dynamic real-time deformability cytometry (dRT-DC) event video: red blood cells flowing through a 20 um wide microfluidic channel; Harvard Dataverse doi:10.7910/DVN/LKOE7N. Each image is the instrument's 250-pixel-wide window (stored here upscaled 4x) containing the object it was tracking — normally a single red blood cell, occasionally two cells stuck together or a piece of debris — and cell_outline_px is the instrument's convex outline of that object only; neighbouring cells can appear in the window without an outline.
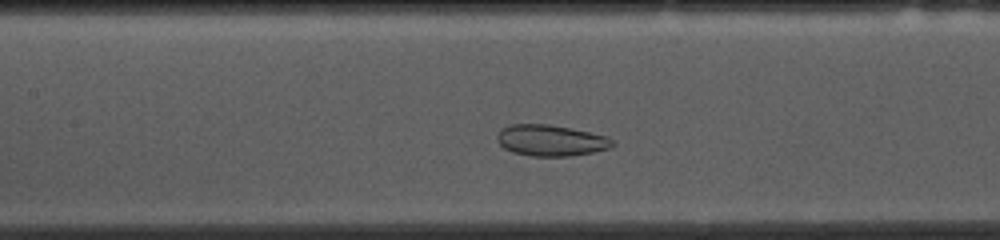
{"species": "common noctule bat (a hibernating species)", "species_latin": "Nyctalus noctula", "temperature_condition": "cold", "stored_images_in_passage": 36, "camera_frame_rate_fps": 3000, "um_per_image_px": 0.085, "animal": {"sex": "female", "body_mass_g": 10.0, "forearm_length_mm": 53.1}, "frame": {"image": 1, "passage_image": 16, "time_ms": 5.0, "image_size_px": [1000, 240], "cell_outline_px": [[616, 144], [608, 148], [592, 152], [572, 156], [532, 156], [512, 152], [504, 148], [496, 140], [496, 136], [504, 128], [512, 124], [548, 124], [572, 128], [608, 136]], "centroid_in_image_um": [46.83, 11.94], "position_along_channel_um": 160.6, "area_um2": 20.92}}
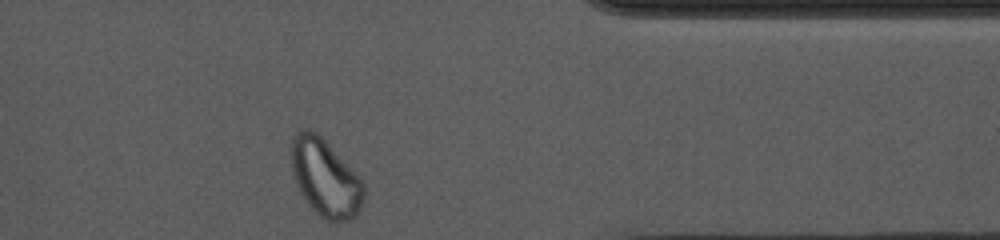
{"frame": {"image": 2, "passage_image": 36, "time_ms": 11.667, "image_size_px": [1000, 240], "cell_outline_px": [[364, 200], [356, 216], [348, 220], [328, 220], [320, 216], [308, 204], [300, 192], [292, 176], [288, 152], [292, 136], [296, 132], [304, 128], [308, 128], [316, 132], [324, 140], [364, 184]], "centroid_in_image_um": [27.57, 15.09], "position_along_channel_um": 383.8, "area_um2": 32.6}, "authors_computed_cell_mechanics": {"area_um2": 25.3164, "velocity_mm_per_s": 3.628, "shape_relaxation_time_tau1_ms": null, "shape_relaxation_time_tau2_ms": 0.8988, "deformation_change_tau1": null, "deformation_change_tau2": 0.0549}}